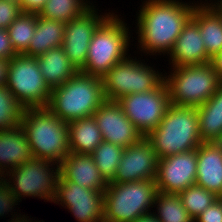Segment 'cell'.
I'll use <instances>...</instances> for the list:
<instances>
[{
  "label": "cell",
  "instance_id": "1",
  "mask_svg": "<svg viewBox=\"0 0 222 222\" xmlns=\"http://www.w3.org/2000/svg\"><path fill=\"white\" fill-rule=\"evenodd\" d=\"M199 1L144 0L136 12L137 52L141 56H168ZM137 31V32H136ZM139 52V53H138ZM143 53V55H142ZM145 53V54H144ZM149 54V55H148Z\"/></svg>",
  "mask_w": 222,
  "mask_h": 222
},
{
  "label": "cell",
  "instance_id": "2",
  "mask_svg": "<svg viewBox=\"0 0 222 222\" xmlns=\"http://www.w3.org/2000/svg\"><path fill=\"white\" fill-rule=\"evenodd\" d=\"M112 12L95 30L90 41L87 60L80 70L101 78L129 53L133 26H128L121 14ZM130 27V28H129ZM131 31V32H130Z\"/></svg>",
  "mask_w": 222,
  "mask_h": 222
},
{
  "label": "cell",
  "instance_id": "3",
  "mask_svg": "<svg viewBox=\"0 0 222 222\" xmlns=\"http://www.w3.org/2000/svg\"><path fill=\"white\" fill-rule=\"evenodd\" d=\"M145 138L159 159L197 149L202 143L197 107L171 103L160 124Z\"/></svg>",
  "mask_w": 222,
  "mask_h": 222
},
{
  "label": "cell",
  "instance_id": "4",
  "mask_svg": "<svg viewBox=\"0 0 222 222\" xmlns=\"http://www.w3.org/2000/svg\"><path fill=\"white\" fill-rule=\"evenodd\" d=\"M105 101L102 78L79 71L52 90L47 108L69 123L93 116Z\"/></svg>",
  "mask_w": 222,
  "mask_h": 222
},
{
  "label": "cell",
  "instance_id": "5",
  "mask_svg": "<svg viewBox=\"0 0 222 222\" xmlns=\"http://www.w3.org/2000/svg\"><path fill=\"white\" fill-rule=\"evenodd\" d=\"M20 126L34 158L60 164L70 152L68 122L54 115L47 107L25 108Z\"/></svg>",
  "mask_w": 222,
  "mask_h": 222
},
{
  "label": "cell",
  "instance_id": "6",
  "mask_svg": "<svg viewBox=\"0 0 222 222\" xmlns=\"http://www.w3.org/2000/svg\"><path fill=\"white\" fill-rule=\"evenodd\" d=\"M157 194L156 182L152 179L109 182L104 191L103 222H134L153 212Z\"/></svg>",
  "mask_w": 222,
  "mask_h": 222
},
{
  "label": "cell",
  "instance_id": "7",
  "mask_svg": "<svg viewBox=\"0 0 222 222\" xmlns=\"http://www.w3.org/2000/svg\"><path fill=\"white\" fill-rule=\"evenodd\" d=\"M169 70L168 73H164V82L170 102L177 106L198 107L204 104L222 85L211 62L170 67Z\"/></svg>",
  "mask_w": 222,
  "mask_h": 222
},
{
  "label": "cell",
  "instance_id": "8",
  "mask_svg": "<svg viewBox=\"0 0 222 222\" xmlns=\"http://www.w3.org/2000/svg\"><path fill=\"white\" fill-rule=\"evenodd\" d=\"M130 56L101 77L106 101H117L128 94L148 92L164 82V73L154 65L147 64L145 59Z\"/></svg>",
  "mask_w": 222,
  "mask_h": 222
},
{
  "label": "cell",
  "instance_id": "9",
  "mask_svg": "<svg viewBox=\"0 0 222 222\" xmlns=\"http://www.w3.org/2000/svg\"><path fill=\"white\" fill-rule=\"evenodd\" d=\"M59 175V163L33 157L30 161L8 171L3 179L12 194H15L20 201L22 198L26 199L24 197H37L44 202L53 203Z\"/></svg>",
  "mask_w": 222,
  "mask_h": 222
},
{
  "label": "cell",
  "instance_id": "10",
  "mask_svg": "<svg viewBox=\"0 0 222 222\" xmlns=\"http://www.w3.org/2000/svg\"><path fill=\"white\" fill-rule=\"evenodd\" d=\"M6 86L24 108L47 107L52 90L41 74L37 57L18 54L10 60Z\"/></svg>",
  "mask_w": 222,
  "mask_h": 222
},
{
  "label": "cell",
  "instance_id": "11",
  "mask_svg": "<svg viewBox=\"0 0 222 222\" xmlns=\"http://www.w3.org/2000/svg\"><path fill=\"white\" fill-rule=\"evenodd\" d=\"M117 103L144 137L157 128L171 104L165 82L148 92L125 95Z\"/></svg>",
  "mask_w": 222,
  "mask_h": 222
},
{
  "label": "cell",
  "instance_id": "12",
  "mask_svg": "<svg viewBox=\"0 0 222 222\" xmlns=\"http://www.w3.org/2000/svg\"><path fill=\"white\" fill-rule=\"evenodd\" d=\"M53 202L68 209L77 222H103L104 191L86 189L60 174Z\"/></svg>",
  "mask_w": 222,
  "mask_h": 222
},
{
  "label": "cell",
  "instance_id": "13",
  "mask_svg": "<svg viewBox=\"0 0 222 222\" xmlns=\"http://www.w3.org/2000/svg\"><path fill=\"white\" fill-rule=\"evenodd\" d=\"M92 5L82 15L65 25L62 48L69 61L79 69L84 67L90 41L97 27L115 10L101 12ZM100 11V12H98Z\"/></svg>",
  "mask_w": 222,
  "mask_h": 222
},
{
  "label": "cell",
  "instance_id": "14",
  "mask_svg": "<svg viewBox=\"0 0 222 222\" xmlns=\"http://www.w3.org/2000/svg\"><path fill=\"white\" fill-rule=\"evenodd\" d=\"M196 175V149L161 158L155 179L158 192L179 194L195 184Z\"/></svg>",
  "mask_w": 222,
  "mask_h": 222
},
{
  "label": "cell",
  "instance_id": "15",
  "mask_svg": "<svg viewBox=\"0 0 222 222\" xmlns=\"http://www.w3.org/2000/svg\"><path fill=\"white\" fill-rule=\"evenodd\" d=\"M158 160L152 144L143 137L138 143L124 148L116 174L111 182L155 180Z\"/></svg>",
  "mask_w": 222,
  "mask_h": 222
},
{
  "label": "cell",
  "instance_id": "16",
  "mask_svg": "<svg viewBox=\"0 0 222 222\" xmlns=\"http://www.w3.org/2000/svg\"><path fill=\"white\" fill-rule=\"evenodd\" d=\"M93 117L105 142L127 148L144 137L127 118L117 101H105L94 112Z\"/></svg>",
  "mask_w": 222,
  "mask_h": 222
},
{
  "label": "cell",
  "instance_id": "17",
  "mask_svg": "<svg viewBox=\"0 0 222 222\" xmlns=\"http://www.w3.org/2000/svg\"><path fill=\"white\" fill-rule=\"evenodd\" d=\"M169 67L201 65L211 62L207 55L198 24L190 18L184 25L168 55Z\"/></svg>",
  "mask_w": 222,
  "mask_h": 222
},
{
  "label": "cell",
  "instance_id": "18",
  "mask_svg": "<svg viewBox=\"0 0 222 222\" xmlns=\"http://www.w3.org/2000/svg\"><path fill=\"white\" fill-rule=\"evenodd\" d=\"M196 154L195 184L222 198V142H202Z\"/></svg>",
  "mask_w": 222,
  "mask_h": 222
},
{
  "label": "cell",
  "instance_id": "19",
  "mask_svg": "<svg viewBox=\"0 0 222 222\" xmlns=\"http://www.w3.org/2000/svg\"><path fill=\"white\" fill-rule=\"evenodd\" d=\"M60 174L86 189L105 191L107 182L101 176L91 154L69 152L60 163Z\"/></svg>",
  "mask_w": 222,
  "mask_h": 222
},
{
  "label": "cell",
  "instance_id": "20",
  "mask_svg": "<svg viewBox=\"0 0 222 222\" xmlns=\"http://www.w3.org/2000/svg\"><path fill=\"white\" fill-rule=\"evenodd\" d=\"M32 158L27 136L20 125L0 130V177Z\"/></svg>",
  "mask_w": 222,
  "mask_h": 222
},
{
  "label": "cell",
  "instance_id": "21",
  "mask_svg": "<svg viewBox=\"0 0 222 222\" xmlns=\"http://www.w3.org/2000/svg\"><path fill=\"white\" fill-rule=\"evenodd\" d=\"M191 18L198 24L207 55L213 59L222 51V15L206 0H200Z\"/></svg>",
  "mask_w": 222,
  "mask_h": 222
},
{
  "label": "cell",
  "instance_id": "22",
  "mask_svg": "<svg viewBox=\"0 0 222 222\" xmlns=\"http://www.w3.org/2000/svg\"><path fill=\"white\" fill-rule=\"evenodd\" d=\"M37 62L51 90L63 85L79 72V69L69 61L62 47L52 48L41 54L37 57Z\"/></svg>",
  "mask_w": 222,
  "mask_h": 222
},
{
  "label": "cell",
  "instance_id": "23",
  "mask_svg": "<svg viewBox=\"0 0 222 222\" xmlns=\"http://www.w3.org/2000/svg\"><path fill=\"white\" fill-rule=\"evenodd\" d=\"M66 23L42 18L37 14L35 35L31 38L24 55L38 57L52 48L61 47Z\"/></svg>",
  "mask_w": 222,
  "mask_h": 222
},
{
  "label": "cell",
  "instance_id": "24",
  "mask_svg": "<svg viewBox=\"0 0 222 222\" xmlns=\"http://www.w3.org/2000/svg\"><path fill=\"white\" fill-rule=\"evenodd\" d=\"M197 111L202 142H222V85Z\"/></svg>",
  "mask_w": 222,
  "mask_h": 222
},
{
  "label": "cell",
  "instance_id": "25",
  "mask_svg": "<svg viewBox=\"0 0 222 222\" xmlns=\"http://www.w3.org/2000/svg\"><path fill=\"white\" fill-rule=\"evenodd\" d=\"M69 150L78 154H91L103 141L93 116L68 123Z\"/></svg>",
  "mask_w": 222,
  "mask_h": 222
},
{
  "label": "cell",
  "instance_id": "26",
  "mask_svg": "<svg viewBox=\"0 0 222 222\" xmlns=\"http://www.w3.org/2000/svg\"><path fill=\"white\" fill-rule=\"evenodd\" d=\"M93 4L92 0H47L45 7L38 15L42 18L69 23Z\"/></svg>",
  "mask_w": 222,
  "mask_h": 222
},
{
  "label": "cell",
  "instance_id": "27",
  "mask_svg": "<svg viewBox=\"0 0 222 222\" xmlns=\"http://www.w3.org/2000/svg\"><path fill=\"white\" fill-rule=\"evenodd\" d=\"M154 209L156 210H153V213L159 222H194L183 206L179 194L158 192Z\"/></svg>",
  "mask_w": 222,
  "mask_h": 222
},
{
  "label": "cell",
  "instance_id": "28",
  "mask_svg": "<svg viewBox=\"0 0 222 222\" xmlns=\"http://www.w3.org/2000/svg\"><path fill=\"white\" fill-rule=\"evenodd\" d=\"M123 150L120 146L102 141L91 153L96 167L107 183L114 179Z\"/></svg>",
  "mask_w": 222,
  "mask_h": 222
},
{
  "label": "cell",
  "instance_id": "29",
  "mask_svg": "<svg viewBox=\"0 0 222 222\" xmlns=\"http://www.w3.org/2000/svg\"><path fill=\"white\" fill-rule=\"evenodd\" d=\"M37 14L21 13L7 28L11 44L18 54H22L35 35Z\"/></svg>",
  "mask_w": 222,
  "mask_h": 222
},
{
  "label": "cell",
  "instance_id": "30",
  "mask_svg": "<svg viewBox=\"0 0 222 222\" xmlns=\"http://www.w3.org/2000/svg\"><path fill=\"white\" fill-rule=\"evenodd\" d=\"M25 108L6 85L0 86V130L21 124Z\"/></svg>",
  "mask_w": 222,
  "mask_h": 222
},
{
  "label": "cell",
  "instance_id": "31",
  "mask_svg": "<svg viewBox=\"0 0 222 222\" xmlns=\"http://www.w3.org/2000/svg\"><path fill=\"white\" fill-rule=\"evenodd\" d=\"M183 206L188 214L195 220L207 207L219 199L211 191L193 184L179 193Z\"/></svg>",
  "mask_w": 222,
  "mask_h": 222
},
{
  "label": "cell",
  "instance_id": "32",
  "mask_svg": "<svg viewBox=\"0 0 222 222\" xmlns=\"http://www.w3.org/2000/svg\"><path fill=\"white\" fill-rule=\"evenodd\" d=\"M21 202L15 194H12L10 188L8 187L6 181L3 177H0V217L1 219L6 217V215H12L11 220H16L23 215L17 212H13L17 209H14L18 203Z\"/></svg>",
  "mask_w": 222,
  "mask_h": 222
},
{
  "label": "cell",
  "instance_id": "33",
  "mask_svg": "<svg viewBox=\"0 0 222 222\" xmlns=\"http://www.w3.org/2000/svg\"><path fill=\"white\" fill-rule=\"evenodd\" d=\"M21 13L19 4L0 0V28L7 29Z\"/></svg>",
  "mask_w": 222,
  "mask_h": 222
},
{
  "label": "cell",
  "instance_id": "34",
  "mask_svg": "<svg viewBox=\"0 0 222 222\" xmlns=\"http://www.w3.org/2000/svg\"><path fill=\"white\" fill-rule=\"evenodd\" d=\"M194 222H222V198L207 207Z\"/></svg>",
  "mask_w": 222,
  "mask_h": 222
},
{
  "label": "cell",
  "instance_id": "35",
  "mask_svg": "<svg viewBox=\"0 0 222 222\" xmlns=\"http://www.w3.org/2000/svg\"><path fill=\"white\" fill-rule=\"evenodd\" d=\"M18 53L11 44L7 29L0 28V59L12 60Z\"/></svg>",
  "mask_w": 222,
  "mask_h": 222
},
{
  "label": "cell",
  "instance_id": "36",
  "mask_svg": "<svg viewBox=\"0 0 222 222\" xmlns=\"http://www.w3.org/2000/svg\"><path fill=\"white\" fill-rule=\"evenodd\" d=\"M47 0H20V8L22 13L39 14L45 7Z\"/></svg>",
  "mask_w": 222,
  "mask_h": 222
},
{
  "label": "cell",
  "instance_id": "37",
  "mask_svg": "<svg viewBox=\"0 0 222 222\" xmlns=\"http://www.w3.org/2000/svg\"><path fill=\"white\" fill-rule=\"evenodd\" d=\"M9 63L10 60L0 59V86L7 84Z\"/></svg>",
  "mask_w": 222,
  "mask_h": 222
},
{
  "label": "cell",
  "instance_id": "38",
  "mask_svg": "<svg viewBox=\"0 0 222 222\" xmlns=\"http://www.w3.org/2000/svg\"><path fill=\"white\" fill-rule=\"evenodd\" d=\"M211 63L213 64L219 80L222 83V51L211 60Z\"/></svg>",
  "mask_w": 222,
  "mask_h": 222
},
{
  "label": "cell",
  "instance_id": "39",
  "mask_svg": "<svg viewBox=\"0 0 222 222\" xmlns=\"http://www.w3.org/2000/svg\"><path fill=\"white\" fill-rule=\"evenodd\" d=\"M134 222H159L153 212L138 217Z\"/></svg>",
  "mask_w": 222,
  "mask_h": 222
},
{
  "label": "cell",
  "instance_id": "40",
  "mask_svg": "<svg viewBox=\"0 0 222 222\" xmlns=\"http://www.w3.org/2000/svg\"><path fill=\"white\" fill-rule=\"evenodd\" d=\"M209 4L222 15V0H206Z\"/></svg>",
  "mask_w": 222,
  "mask_h": 222
},
{
  "label": "cell",
  "instance_id": "41",
  "mask_svg": "<svg viewBox=\"0 0 222 222\" xmlns=\"http://www.w3.org/2000/svg\"><path fill=\"white\" fill-rule=\"evenodd\" d=\"M28 214H26V216H25V214H23V216L22 217H20V218H18V219H16V220H8V222H43V220H39V221H37V219H36V221H35V219H33L34 217H32V219L31 218H29V216H27ZM29 218V219H28ZM34 220V221H33Z\"/></svg>",
  "mask_w": 222,
  "mask_h": 222
},
{
  "label": "cell",
  "instance_id": "42",
  "mask_svg": "<svg viewBox=\"0 0 222 222\" xmlns=\"http://www.w3.org/2000/svg\"><path fill=\"white\" fill-rule=\"evenodd\" d=\"M5 1H10V2H13V3H16V4L20 5V0H5Z\"/></svg>",
  "mask_w": 222,
  "mask_h": 222
}]
</instances>
